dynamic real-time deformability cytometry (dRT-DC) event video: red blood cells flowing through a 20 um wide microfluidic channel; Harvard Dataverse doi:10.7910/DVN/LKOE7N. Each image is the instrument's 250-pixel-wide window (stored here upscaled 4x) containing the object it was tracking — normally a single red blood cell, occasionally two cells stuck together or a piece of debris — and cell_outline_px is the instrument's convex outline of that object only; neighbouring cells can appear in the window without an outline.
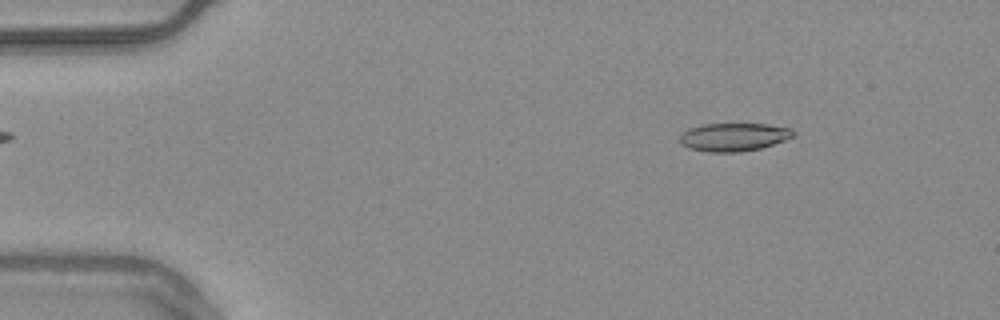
{"species": "common noctule bat (a hibernating species)", "species_latin": "Nyctalus noctula", "temperature_condition": "warm", "stored_images_in_passage": 54, "camera_frame_rate_fps": 3000, "um_per_image_px": 0.085, "animal": {"sex": "male", "body_mass_g": 20.4}, "frame": {"image": 1, "passage_image": 7, "time_ms": 2.0, "image_size_px": [1000, 320], "cell_outline_px": [[796, 136], [760, 148], [740, 152], [708, 152], [688, 148], [680, 144], [680, 136], [688, 128], [700, 124], [768, 124], [792, 128], [796, 132]], "centroid_in_image_um": [62.37, 11.64], "position_along_channel_um": 22.6, "area_um2": 18.79}}
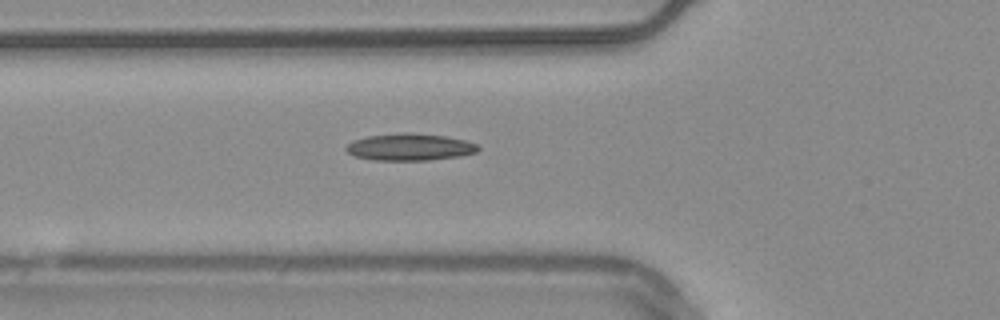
{"frame": {"image": 2, "passage_image": 19, "time_ms": 6.0, "image_size_px": [1000, 320], "cell_outline_px": [[480, 148], [476, 152], [460, 156], [428, 160], [372, 160], [352, 156], [344, 148], [352, 140], [368, 136], [404, 132], [408, 132], [444, 136], [464, 140], [476, 144]], "centroid_in_image_um": [34.78, 12.5], "position_along_channel_um": 91.0, "area_um2": 20.75}}
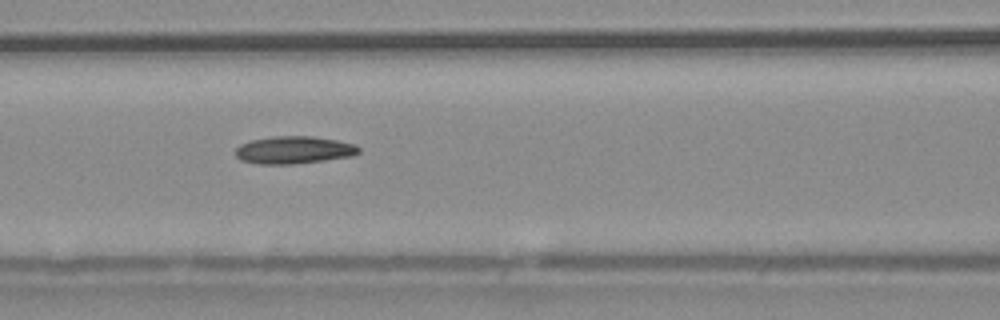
{"frame": {"image": 3, "passage_image": 23, "time_ms": 7.333, "image_size_px": [1000, 320], "cell_outline_px": [[360, 152], [352, 156], [324, 160], [292, 164], [256, 164], [240, 160], [236, 156], [236, 148], [240, 144], [252, 140], [276, 136], [312, 136], [336, 140], [356, 144], [360, 148]], "centroid_in_image_um": [24.98, 12.75], "position_along_channel_um": 141.6, "area_um2": 19.77}, "authors_computed_cell_mechanics": {"area_um2": 18.9873, "velocity_mm_per_s": 3.739, "shape_relaxation_time_tau1_ms": null, "shape_relaxation_time_tau2_ms": 10.1248, "deformation_change_tau1": null, "deformation_change_tau2": 0.2135}}